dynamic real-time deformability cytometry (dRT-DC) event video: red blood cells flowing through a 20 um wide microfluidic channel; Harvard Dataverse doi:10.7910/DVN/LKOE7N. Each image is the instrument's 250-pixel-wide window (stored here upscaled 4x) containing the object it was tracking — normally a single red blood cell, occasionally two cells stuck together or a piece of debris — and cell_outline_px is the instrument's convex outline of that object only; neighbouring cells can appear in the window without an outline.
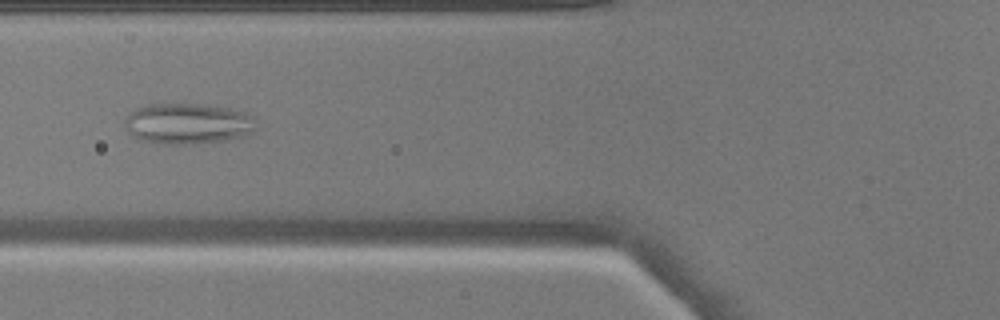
{"species": "common noctule bat (a hibernating species)", "species_latin": "Nyctalus noctula", "temperature_condition": "warm", "stored_images_in_passage": 35, "camera_frame_rate_fps": 3000, "um_per_image_px": 0.085, "animal": {"sex": "male", "body_mass_g": 17.9}, "frame": {"image": 1, "passage_image": 5, "time_ms": 1.333, "image_size_px": [1000, 320], "cell_outline_px": [[256, 128], [248, 136], [224, 140], [192, 144], [168, 144], [136, 140], [128, 132], [124, 124], [124, 120], [136, 108], [152, 104], [204, 104], [232, 108], [248, 112], [256, 116]], "centroid_in_image_um": [16.03, 10.51], "position_along_channel_um": 109.8, "area_um2": 31.79}}
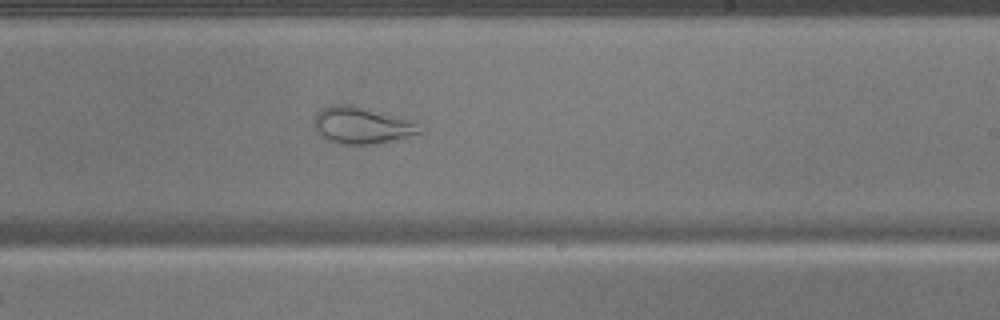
{"frame": {"image": 2, "passage_image": 16, "time_ms": 5.0, "image_size_px": [1000, 320], "cell_outline_px": [[424, 132], [376, 144], [340, 144], [328, 140], [316, 132], [316, 112], [324, 108], [336, 104], [348, 104], [416, 120]], "centroid_in_image_um": [30.81, 10.65], "position_along_channel_um": 258.2, "area_um2": 22.54}}
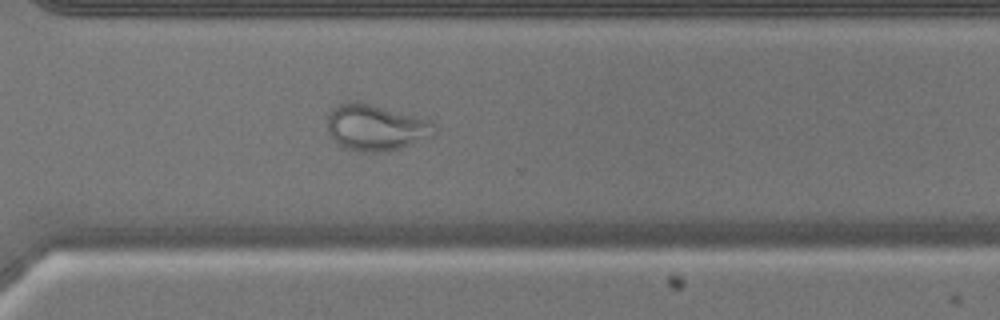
{"frame": {"image": 3, "passage_image": 22, "time_ms": 7.0, "image_size_px": [1000, 320], "cell_outline_px": [[440, 132], [432, 136], [412, 144], [400, 148], [380, 152], [368, 152], [348, 148], [340, 144], [328, 132], [328, 116], [332, 108], [336, 104], [348, 100], [360, 100], [416, 116], [428, 120], [436, 124]], "centroid_in_image_um": [31.98, 10.79], "position_along_channel_um": 338.6, "area_um2": 29.07}}